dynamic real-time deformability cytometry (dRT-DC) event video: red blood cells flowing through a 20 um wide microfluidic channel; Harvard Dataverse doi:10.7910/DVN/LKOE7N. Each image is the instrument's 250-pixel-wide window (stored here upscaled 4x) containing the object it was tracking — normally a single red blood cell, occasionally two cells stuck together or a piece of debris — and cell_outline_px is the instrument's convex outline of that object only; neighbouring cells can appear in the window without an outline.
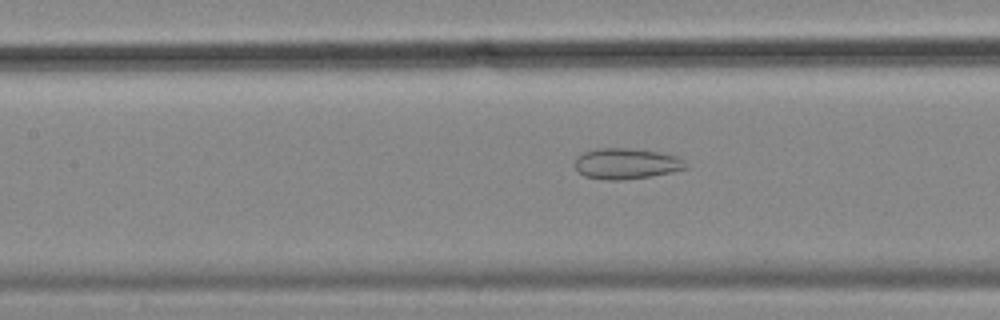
{"species": "common noctule bat (a hibernating species)", "species_latin": "Nyctalus noctula", "temperature_condition": "cold", "stored_images_in_passage": 56, "camera_frame_rate_fps": 3000, "um_per_image_px": 0.085, "animal": {"sex": "female", "body_mass_g": 18.4}, "frame": {"image": 1, "passage_image": 25, "time_ms": 8.0, "image_size_px": [1000, 320], "cell_outline_px": [[688, 168], [672, 172], [624, 180], [608, 180], [584, 176], [572, 164], [576, 156], [584, 152], [596, 148], [628, 148], [660, 152], [676, 156], [684, 160]], "centroid_in_image_um": [53.2, 13.9], "position_along_channel_um": 154.2, "area_um2": 20.0}}
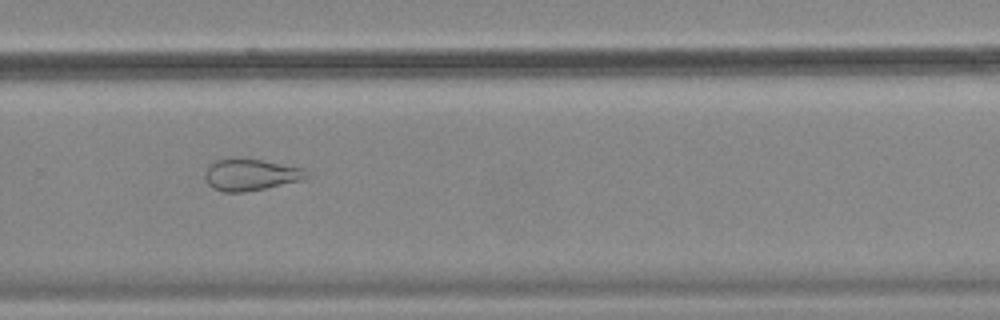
{"frame": {"image": 2, "passage_image": 38, "time_ms": 12.333, "image_size_px": [1000, 320], "cell_outline_px": [[308, 176], [304, 180], [244, 192], [224, 192], [212, 188], [208, 184], [204, 176], [204, 172], [208, 164], [216, 160], [264, 160], [304, 168]], "centroid_in_image_um": [21.29, 14.87], "position_along_channel_um": 308.5, "area_um2": 18.5}}
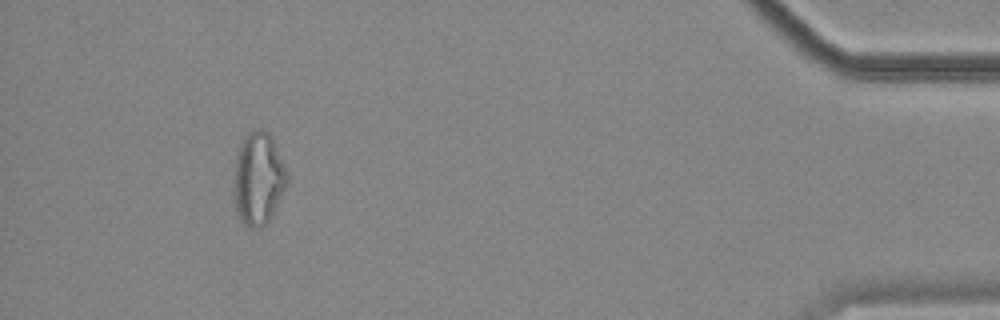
{"frame": {"image": 3, "passage_image": 52, "time_ms": 17.0, "image_size_px": [1000, 320], "cell_outline_px": [[288, 184], [272, 216], [260, 228], [252, 228], [244, 224], [240, 220], [236, 208], [232, 180], [236, 152], [244, 136], [256, 128], [260, 128], [268, 132], [284, 164], [288, 176]], "centroid_in_image_um": [21.93, 15.18], "position_along_channel_um": 413.3, "area_um2": 29.02}, "authors_computed_cell_mechanics": {"area_um2": 25.5476, "velocity_mm_per_s": 3.5845, "shape_relaxation_time_tau1_ms": null, "shape_relaxation_time_tau2_ms": 2.3192, "deformation_change_tau1": null, "deformation_change_tau2": 0.0888}}